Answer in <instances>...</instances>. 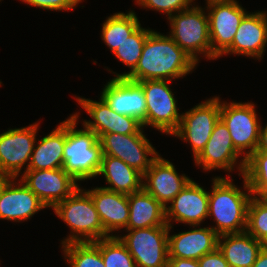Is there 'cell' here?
<instances>
[{"mask_svg":"<svg viewBox=\"0 0 267 267\" xmlns=\"http://www.w3.org/2000/svg\"><path fill=\"white\" fill-rule=\"evenodd\" d=\"M198 65L168 35L151 31L143 45L136 68L126 77L139 82L144 80H169L183 78Z\"/></svg>","mask_w":267,"mask_h":267,"instance_id":"obj_1","label":"cell"},{"mask_svg":"<svg viewBox=\"0 0 267 267\" xmlns=\"http://www.w3.org/2000/svg\"><path fill=\"white\" fill-rule=\"evenodd\" d=\"M215 177L212 191L209 192L208 218L211 216L215 225L211 228L219 235L241 233L246 231L248 206L252 194L246 178L243 189L234 185L233 179Z\"/></svg>","mask_w":267,"mask_h":267,"instance_id":"obj_2","label":"cell"},{"mask_svg":"<svg viewBox=\"0 0 267 267\" xmlns=\"http://www.w3.org/2000/svg\"><path fill=\"white\" fill-rule=\"evenodd\" d=\"M79 113L66 119V142L63 169L77 182L97 178L102 160L101 143L97 135L87 129H76Z\"/></svg>","mask_w":267,"mask_h":267,"instance_id":"obj_3","label":"cell"},{"mask_svg":"<svg viewBox=\"0 0 267 267\" xmlns=\"http://www.w3.org/2000/svg\"><path fill=\"white\" fill-rule=\"evenodd\" d=\"M54 213L70 227L71 233L62 245L69 242L96 241L109 237L95 208L92 197L79 187L72 195L58 203Z\"/></svg>","mask_w":267,"mask_h":267,"instance_id":"obj_4","label":"cell"},{"mask_svg":"<svg viewBox=\"0 0 267 267\" xmlns=\"http://www.w3.org/2000/svg\"><path fill=\"white\" fill-rule=\"evenodd\" d=\"M204 9L194 4L167 18L171 27L169 36L197 64L199 54L212 60L209 21Z\"/></svg>","mask_w":267,"mask_h":267,"instance_id":"obj_5","label":"cell"},{"mask_svg":"<svg viewBox=\"0 0 267 267\" xmlns=\"http://www.w3.org/2000/svg\"><path fill=\"white\" fill-rule=\"evenodd\" d=\"M252 102H223L220 100V119L227 126L235 149L244 156L238 163L240 176L244 174L246 159L257 150L260 121Z\"/></svg>","mask_w":267,"mask_h":267,"instance_id":"obj_6","label":"cell"},{"mask_svg":"<svg viewBox=\"0 0 267 267\" xmlns=\"http://www.w3.org/2000/svg\"><path fill=\"white\" fill-rule=\"evenodd\" d=\"M169 80H144L142 86L146 101V126L172 135L179 127L181 116L177 108V100L168 84Z\"/></svg>","mask_w":267,"mask_h":267,"instance_id":"obj_7","label":"cell"},{"mask_svg":"<svg viewBox=\"0 0 267 267\" xmlns=\"http://www.w3.org/2000/svg\"><path fill=\"white\" fill-rule=\"evenodd\" d=\"M117 235L132 255L137 267H167L169 226L125 229Z\"/></svg>","mask_w":267,"mask_h":267,"instance_id":"obj_8","label":"cell"},{"mask_svg":"<svg viewBox=\"0 0 267 267\" xmlns=\"http://www.w3.org/2000/svg\"><path fill=\"white\" fill-rule=\"evenodd\" d=\"M219 119L220 99L214 96L182 113L179 127L172 135L190 144L195 159L204 149Z\"/></svg>","mask_w":267,"mask_h":267,"instance_id":"obj_9","label":"cell"},{"mask_svg":"<svg viewBox=\"0 0 267 267\" xmlns=\"http://www.w3.org/2000/svg\"><path fill=\"white\" fill-rule=\"evenodd\" d=\"M143 133L142 127L136 134H103L99 138L102 155L119 158L143 175L160 155Z\"/></svg>","mask_w":267,"mask_h":267,"instance_id":"obj_10","label":"cell"},{"mask_svg":"<svg viewBox=\"0 0 267 267\" xmlns=\"http://www.w3.org/2000/svg\"><path fill=\"white\" fill-rule=\"evenodd\" d=\"M209 21L212 60L221 55L232 45L234 35L248 14L236 0L207 2L206 9Z\"/></svg>","mask_w":267,"mask_h":267,"instance_id":"obj_11","label":"cell"},{"mask_svg":"<svg viewBox=\"0 0 267 267\" xmlns=\"http://www.w3.org/2000/svg\"><path fill=\"white\" fill-rule=\"evenodd\" d=\"M39 123L9 129L0 134V170L11 178H18L21 170H28L38 133ZM28 162V163H27ZM26 167H23L25 166Z\"/></svg>","mask_w":267,"mask_h":267,"instance_id":"obj_12","label":"cell"},{"mask_svg":"<svg viewBox=\"0 0 267 267\" xmlns=\"http://www.w3.org/2000/svg\"><path fill=\"white\" fill-rule=\"evenodd\" d=\"M20 180L46 206L54 208L78 188L77 181L63 168L23 171Z\"/></svg>","mask_w":267,"mask_h":267,"instance_id":"obj_13","label":"cell"},{"mask_svg":"<svg viewBox=\"0 0 267 267\" xmlns=\"http://www.w3.org/2000/svg\"><path fill=\"white\" fill-rule=\"evenodd\" d=\"M76 101L93 119L84 120L82 125L92 130L98 137L103 134H136L143 126L135 117L118 114L112 110L108 104L101 98L100 101H94L82 97H76Z\"/></svg>","mask_w":267,"mask_h":267,"instance_id":"obj_14","label":"cell"},{"mask_svg":"<svg viewBox=\"0 0 267 267\" xmlns=\"http://www.w3.org/2000/svg\"><path fill=\"white\" fill-rule=\"evenodd\" d=\"M190 180L185 174L179 175L175 166L159 155L143 174L142 188L166 208Z\"/></svg>","mask_w":267,"mask_h":267,"instance_id":"obj_15","label":"cell"},{"mask_svg":"<svg viewBox=\"0 0 267 267\" xmlns=\"http://www.w3.org/2000/svg\"><path fill=\"white\" fill-rule=\"evenodd\" d=\"M209 191L192 179L165 208L166 224L172 220L183 224L198 225L208 218Z\"/></svg>","mask_w":267,"mask_h":267,"instance_id":"obj_16","label":"cell"},{"mask_svg":"<svg viewBox=\"0 0 267 267\" xmlns=\"http://www.w3.org/2000/svg\"><path fill=\"white\" fill-rule=\"evenodd\" d=\"M100 98L118 114L135 117L146 127V101L142 86L127 78H112Z\"/></svg>","mask_w":267,"mask_h":267,"instance_id":"obj_17","label":"cell"},{"mask_svg":"<svg viewBox=\"0 0 267 267\" xmlns=\"http://www.w3.org/2000/svg\"><path fill=\"white\" fill-rule=\"evenodd\" d=\"M242 156L234 147L230 132L221 119L215 124L213 132L201 153L194 159L197 166L211 171L222 169L229 174Z\"/></svg>","mask_w":267,"mask_h":267,"instance_id":"obj_18","label":"cell"},{"mask_svg":"<svg viewBox=\"0 0 267 267\" xmlns=\"http://www.w3.org/2000/svg\"><path fill=\"white\" fill-rule=\"evenodd\" d=\"M267 45V13H248L241 21L232 45L221 55H243L262 59Z\"/></svg>","mask_w":267,"mask_h":267,"instance_id":"obj_19","label":"cell"},{"mask_svg":"<svg viewBox=\"0 0 267 267\" xmlns=\"http://www.w3.org/2000/svg\"><path fill=\"white\" fill-rule=\"evenodd\" d=\"M11 178L0 193V219L27 221L46 206L21 180Z\"/></svg>","mask_w":267,"mask_h":267,"instance_id":"obj_20","label":"cell"},{"mask_svg":"<svg viewBox=\"0 0 267 267\" xmlns=\"http://www.w3.org/2000/svg\"><path fill=\"white\" fill-rule=\"evenodd\" d=\"M195 227L192 230L179 232L170 236L168 230L169 258H185L199 260L203 255L212 252L218 247L219 235L211 227Z\"/></svg>","mask_w":267,"mask_h":267,"instance_id":"obj_21","label":"cell"},{"mask_svg":"<svg viewBox=\"0 0 267 267\" xmlns=\"http://www.w3.org/2000/svg\"><path fill=\"white\" fill-rule=\"evenodd\" d=\"M94 202L104 231L112 236L113 232L125 229L129 221L128 195L96 187L85 190ZM112 233V234H110Z\"/></svg>","mask_w":267,"mask_h":267,"instance_id":"obj_22","label":"cell"},{"mask_svg":"<svg viewBox=\"0 0 267 267\" xmlns=\"http://www.w3.org/2000/svg\"><path fill=\"white\" fill-rule=\"evenodd\" d=\"M66 142V120L50 134L35 141L28 170H48L63 167V153Z\"/></svg>","mask_w":267,"mask_h":267,"instance_id":"obj_23","label":"cell"},{"mask_svg":"<svg viewBox=\"0 0 267 267\" xmlns=\"http://www.w3.org/2000/svg\"><path fill=\"white\" fill-rule=\"evenodd\" d=\"M100 175L104 176L110 185L102 187L104 189L127 195L142 189L143 175L119 158L102 155L97 176Z\"/></svg>","mask_w":267,"mask_h":267,"instance_id":"obj_24","label":"cell"},{"mask_svg":"<svg viewBox=\"0 0 267 267\" xmlns=\"http://www.w3.org/2000/svg\"><path fill=\"white\" fill-rule=\"evenodd\" d=\"M129 221L125 229H141L154 226H168L165 208L143 188L128 195Z\"/></svg>","mask_w":267,"mask_h":267,"instance_id":"obj_25","label":"cell"},{"mask_svg":"<svg viewBox=\"0 0 267 267\" xmlns=\"http://www.w3.org/2000/svg\"><path fill=\"white\" fill-rule=\"evenodd\" d=\"M218 248L230 267H252L261 245L260 241L244 231L219 236Z\"/></svg>","mask_w":267,"mask_h":267,"instance_id":"obj_26","label":"cell"},{"mask_svg":"<svg viewBox=\"0 0 267 267\" xmlns=\"http://www.w3.org/2000/svg\"><path fill=\"white\" fill-rule=\"evenodd\" d=\"M140 25L133 10L128 13H114L102 25V40L114 52Z\"/></svg>","mask_w":267,"mask_h":267,"instance_id":"obj_27","label":"cell"},{"mask_svg":"<svg viewBox=\"0 0 267 267\" xmlns=\"http://www.w3.org/2000/svg\"><path fill=\"white\" fill-rule=\"evenodd\" d=\"M70 267H105L100 249L93 241L69 242L62 245Z\"/></svg>","mask_w":267,"mask_h":267,"instance_id":"obj_28","label":"cell"},{"mask_svg":"<svg viewBox=\"0 0 267 267\" xmlns=\"http://www.w3.org/2000/svg\"><path fill=\"white\" fill-rule=\"evenodd\" d=\"M243 175L253 197L267 198V150H256L246 159Z\"/></svg>","mask_w":267,"mask_h":267,"instance_id":"obj_29","label":"cell"},{"mask_svg":"<svg viewBox=\"0 0 267 267\" xmlns=\"http://www.w3.org/2000/svg\"><path fill=\"white\" fill-rule=\"evenodd\" d=\"M152 30L142 28L141 25L126 40L115 49L113 54L130 68V71L123 74L115 73L114 78H126L135 68L143 51V45L148 34Z\"/></svg>","mask_w":267,"mask_h":267,"instance_id":"obj_30","label":"cell"},{"mask_svg":"<svg viewBox=\"0 0 267 267\" xmlns=\"http://www.w3.org/2000/svg\"><path fill=\"white\" fill-rule=\"evenodd\" d=\"M93 242L100 249L105 267H137L127 247L115 234Z\"/></svg>","mask_w":267,"mask_h":267,"instance_id":"obj_31","label":"cell"},{"mask_svg":"<svg viewBox=\"0 0 267 267\" xmlns=\"http://www.w3.org/2000/svg\"><path fill=\"white\" fill-rule=\"evenodd\" d=\"M246 231L258 241L267 234V198L251 197Z\"/></svg>","mask_w":267,"mask_h":267,"instance_id":"obj_32","label":"cell"},{"mask_svg":"<svg viewBox=\"0 0 267 267\" xmlns=\"http://www.w3.org/2000/svg\"><path fill=\"white\" fill-rule=\"evenodd\" d=\"M192 2L193 0H136L139 6L167 14L168 18L173 13L175 14L189 8Z\"/></svg>","mask_w":267,"mask_h":267,"instance_id":"obj_33","label":"cell"},{"mask_svg":"<svg viewBox=\"0 0 267 267\" xmlns=\"http://www.w3.org/2000/svg\"><path fill=\"white\" fill-rule=\"evenodd\" d=\"M33 7H38L44 10L67 11L75 9L82 0H21Z\"/></svg>","mask_w":267,"mask_h":267,"instance_id":"obj_34","label":"cell"},{"mask_svg":"<svg viewBox=\"0 0 267 267\" xmlns=\"http://www.w3.org/2000/svg\"><path fill=\"white\" fill-rule=\"evenodd\" d=\"M198 263L200 267H230L218 247L203 255Z\"/></svg>","mask_w":267,"mask_h":267,"instance_id":"obj_35","label":"cell"},{"mask_svg":"<svg viewBox=\"0 0 267 267\" xmlns=\"http://www.w3.org/2000/svg\"><path fill=\"white\" fill-rule=\"evenodd\" d=\"M167 267H200L198 260L185 258H168Z\"/></svg>","mask_w":267,"mask_h":267,"instance_id":"obj_36","label":"cell"},{"mask_svg":"<svg viewBox=\"0 0 267 267\" xmlns=\"http://www.w3.org/2000/svg\"><path fill=\"white\" fill-rule=\"evenodd\" d=\"M265 150H267V124L265 125V127H262L261 124L257 151H265Z\"/></svg>","mask_w":267,"mask_h":267,"instance_id":"obj_37","label":"cell"},{"mask_svg":"<svg viewBox=\"0 0 267 267\" xmlns=\"http://www.w3.org/2000/svg\"><path fill=\"white\" fill-rule=\"evenodd\" d=\"M252 267H267V251L261 249Z\"/></svg>","mask_w":267,"mask_h":267,"instance_id":"obj_38","label":"cell"},{"mask_svg":"<svg viewBox=\"0 0 267 267\" xmlns=\"http://www.w3.org/2000/svg\"><path fill=\"white\" fill-rule=\"evenodd\" d=\"M10 179L11 177L7 173L0 170V193L2 189L4 188V186L9 182Z\"/></svg>","mask_w":267,"mask_h":267,"instance_id":"obj_39","label":"cell"},{"mask_svg":"<svg viewBox=\"0 0 267 267\" xmlns=\"http://www.w3.org/2000/svg\"><path fill=\"white\" fill-rule=\"evenodd\" d=\"M261 249L267 251V234L260 240Z\"/></svg>","mask_w":267,"mask_h":267,"instance_id":"obj_40","label":"cell"},{"mask_svg":"<svg viewBox=\"0 0 267 267\" xmlns=\"http://www.w3.org/2000/svg\"><path fill=\"white\" fill-rule=\"evenodd\" d=\"M194 1V0H193ZM210 1H222V0H206V3L207 2H210Z\"/></svg>","mask_w":267,"mask_h":267,"instance_id":"obj_41","label":"cell"}]
</instances>
